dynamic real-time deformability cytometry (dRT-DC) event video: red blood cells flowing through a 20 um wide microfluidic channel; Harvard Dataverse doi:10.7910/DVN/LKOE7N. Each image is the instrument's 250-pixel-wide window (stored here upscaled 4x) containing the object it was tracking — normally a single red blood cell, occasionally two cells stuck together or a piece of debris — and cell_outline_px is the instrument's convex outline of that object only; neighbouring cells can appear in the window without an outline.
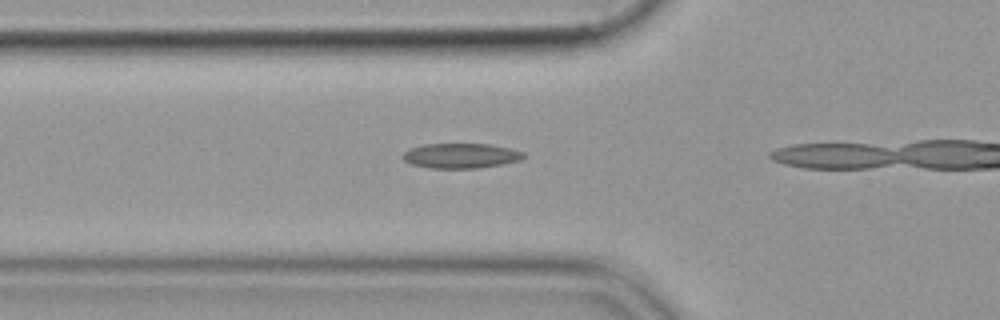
{"species": "common noctule bat (a hibernating species)", "species_latin": "Nyctalus noctula", "temperature_condition": "cold", "stored_images_in_passage": 16, "camera_frame_rate_fps": 3000, "um_per_image_px": 0.085, "animal": {"sex": "female", "body_mass_g": 19.9}, "frame": {"image": 1, "passage_image": 12, "time_ms": 3.667, "image_size_px": [1000, 320], "cell_outline_px": [[524, 156], [520, 160], [500, 164], [476, 168], [432, 168], [412, 164], [404, 160], [400, 156], [404, 152], [412, 148], [424, 144], [488, 144], [508, 148], [524, 152]], "centroid_in_image_um": [39.14, 13.23], "position_along_channel_um": 86.7, "area_um2": 17.28}}